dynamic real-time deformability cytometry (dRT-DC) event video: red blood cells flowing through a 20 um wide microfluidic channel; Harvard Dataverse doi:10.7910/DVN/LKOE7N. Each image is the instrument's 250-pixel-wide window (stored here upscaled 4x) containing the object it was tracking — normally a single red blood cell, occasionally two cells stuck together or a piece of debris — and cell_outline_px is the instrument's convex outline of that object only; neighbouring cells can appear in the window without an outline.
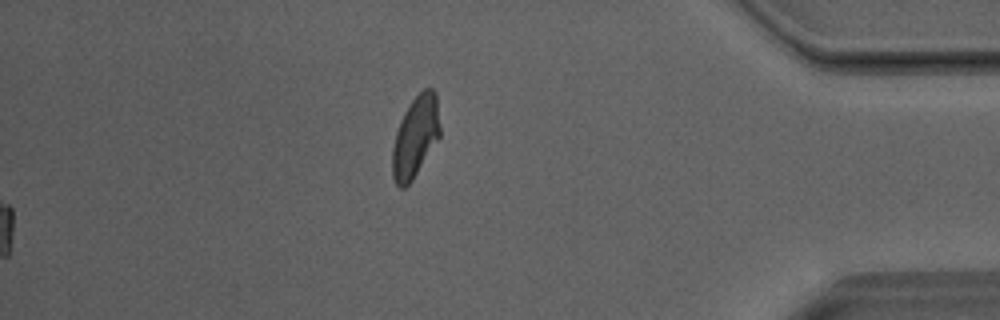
{"species": "Egyptian fruit bat (a non-hibernating species)", "species_latin": "Rousettus aegyptiacus", "temperature_condition": "room temperature", "stored_images_in_passage": 38, "segment_of_instrument_passage": [2, 2], "camera_frame_rate_fps": 3000, "um_per_image_px": 0.085, "animal": {"sex": "male"}, "frame": {"image": 1, "passage_image": 38, "time_ms": 12.333, "image_size_px": [1000, 320], "cell_outline_px": [[440, 136], [412, 180], [404, 188], [400, 188], [396, 184], [392, 176], [392, 148], [396, 132], [400, 120], [404, 112], [412, 100], [424, 88], [432, 88], [436, 92], [440, 124]], "centroid_in_image_um": [35.31, 11.61], "position_along_channel_um": 399.9, "area_um2": 22.48}}